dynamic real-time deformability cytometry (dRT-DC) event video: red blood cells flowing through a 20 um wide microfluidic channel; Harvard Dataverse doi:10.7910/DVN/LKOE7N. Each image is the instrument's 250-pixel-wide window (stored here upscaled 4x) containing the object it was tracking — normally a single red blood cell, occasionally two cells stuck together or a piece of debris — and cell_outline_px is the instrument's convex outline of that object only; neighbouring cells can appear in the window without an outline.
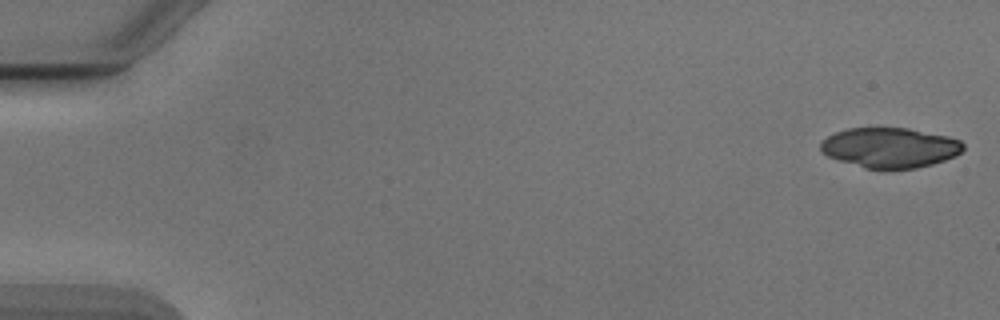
{"species": "Egyptian fruit bat (a non-hibernating species)", "species_latin": "Rousettus aegyptiacus", "temperature_condition": "cold", "stored_images_in_passage": 52, "camera_frame_rate_fps": 3000, "um_per_image_px": 0.085, "animal": {"sex": "male"}, "frame": {"image": 1, "passage_image": 1, "time_ms": 0.0, "image_size_px": [1000, 320], "cell_outline_px": [[964, 148], [956, 156], [932, 164], [916, 168], [884, 172], [864, 168], [828, 156], [820, 152], [820, 144], [828, 136], [836, 132], [848, 128], [908, 128], [948, 136], [960, 140], [964, 144]], "centroid_in_image_um": [75.65, 12.58], "position_along_channel_um": 9.3, "area_um2": 33.81}}
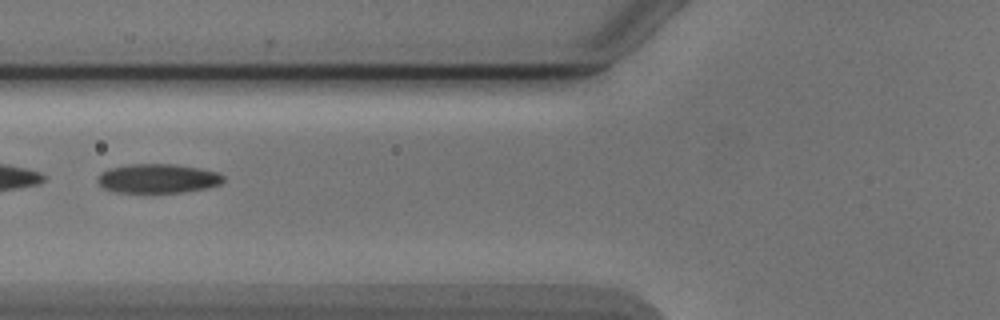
{"frame": {"image": 2, "passage_image": 21, "time_ms": 6.667, "image_size_px": [1000, 320], "cell_outline_px": [[224, 180], [220, 184], [208, 188], [184, 192], [112, 192], [104, 188], [96, 180], [100, 172], [108, 168], [128, 164], [176, 164], [200, 168], [220, 172], [224, 176]], "centroid_in_image_um": [13.42, 15.16], "position_along_channel_um": 112.4, "area_um2": 21.68}}
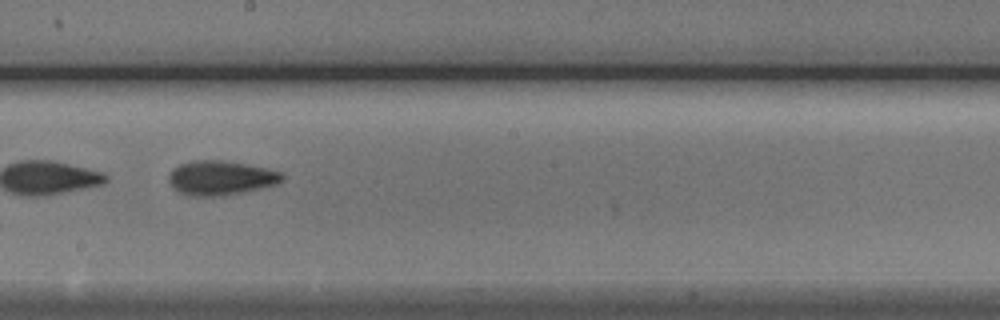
{"frame": {"image": 3, "passage_image": 30, "time_ms": 9.667, "image_size_px": [1000, 320], "cell_outline_px": [[284, 180], [276, 184], [244, 192], [220, 196], [188, 196], [172, 188], [168, 180], [168, 176], [172, 168], [180, 164], [192, 160], [220, 160], [244, 164], [264, 168], [280, 172], [284, 176]], "centroid_in_image_um": [18.71, 15.13], "position_along_channel_um": 229.5, "area_um2": 22.72}, "authors_computed_cell_mechanics": {"area_um2": 22.7443, "velocity_mm_per_s": 3.9013, "shape_relaxation_time_tau1_ms": 3.0862, "shape_relaxation_time_tau2_ms": 4.7751, "deformation_change_tau1": 0.1196, "deformation_change_tau2": 0.1208}}